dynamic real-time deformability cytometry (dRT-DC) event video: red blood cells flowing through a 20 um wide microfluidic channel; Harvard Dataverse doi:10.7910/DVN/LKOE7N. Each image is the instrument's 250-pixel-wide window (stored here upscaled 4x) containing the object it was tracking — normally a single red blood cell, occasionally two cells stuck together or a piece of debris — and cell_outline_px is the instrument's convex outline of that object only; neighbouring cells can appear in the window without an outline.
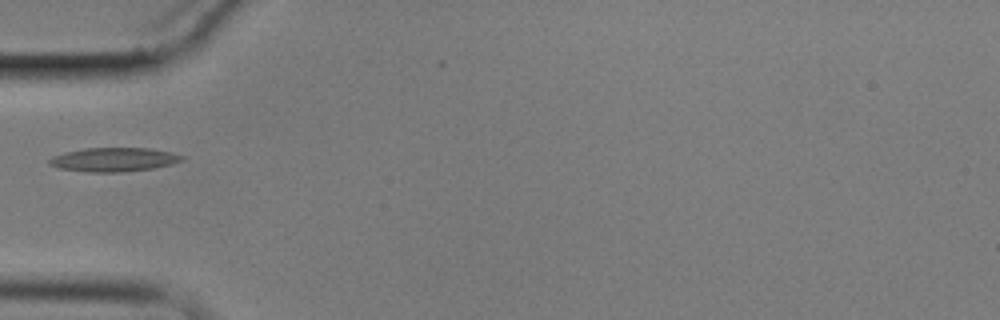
{"species": "common noctule bat (a hibernating species)", "species_latin": "Nyctalus noctula", "temperature_condition": "cold", "stored_images_in_passage": 1, "camera_frame_rate_fps": 3000, "um_per_image_px": 0.085, "animal": {"sex": "male", "body_mass_g": 17.9}, "frame": {"image": 1, "passage_image": 1, "time_ms": 0.0, "image_size_px": [1000, 320], "cell_outline_px": [[184, 160], [172, 164], [152, 168], [124, 172], [88, 172], [60, 168], [48, 164], [48, 160], [52, 156], [64, 152], [84, 148], [148, 148], [172, 152], [184, 156]], "centroid_in_image_um": [9.67, 13.56], "position_along_channel_um": 75.3, "area_um2": 18.55}}